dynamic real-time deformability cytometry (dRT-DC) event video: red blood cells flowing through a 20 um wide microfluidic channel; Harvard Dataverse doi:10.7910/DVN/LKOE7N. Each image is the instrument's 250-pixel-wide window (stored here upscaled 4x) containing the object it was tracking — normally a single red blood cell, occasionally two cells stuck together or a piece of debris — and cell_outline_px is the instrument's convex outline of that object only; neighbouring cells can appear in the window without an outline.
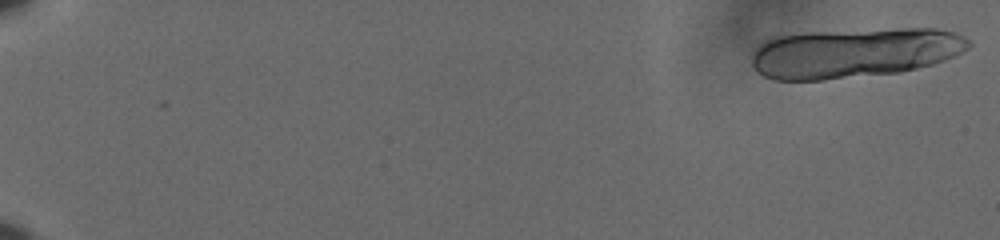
{"species": "human", "species_latin": "Homo sapiens", "temperature_condition": "cold", "stored_images_in_passage": 24, "camera_frame_rate_fps": 3000, "um_per_image_px": 0.085, "donor": {"sex": "male"}, "frame": {"image": 1, "passage_image": 1, "time_ms": 0.0, "image_size_px": [1000, 240], "cell_outline_px": [[972, 44], [968, 48], [944, 60], [932, 64], [900, 72], [824, 80], [772, 80], [756, 72], [752, 64], [752, 52], [764, 40], [776, 36], [804, 32], [900, 28], [936, 28], [952, 32], [964, 36], [972, 40]], "centroid_in_image_um": [72.58, 4.48], "position_along_channel_um": 12.4, "area_um2": 63.46}}